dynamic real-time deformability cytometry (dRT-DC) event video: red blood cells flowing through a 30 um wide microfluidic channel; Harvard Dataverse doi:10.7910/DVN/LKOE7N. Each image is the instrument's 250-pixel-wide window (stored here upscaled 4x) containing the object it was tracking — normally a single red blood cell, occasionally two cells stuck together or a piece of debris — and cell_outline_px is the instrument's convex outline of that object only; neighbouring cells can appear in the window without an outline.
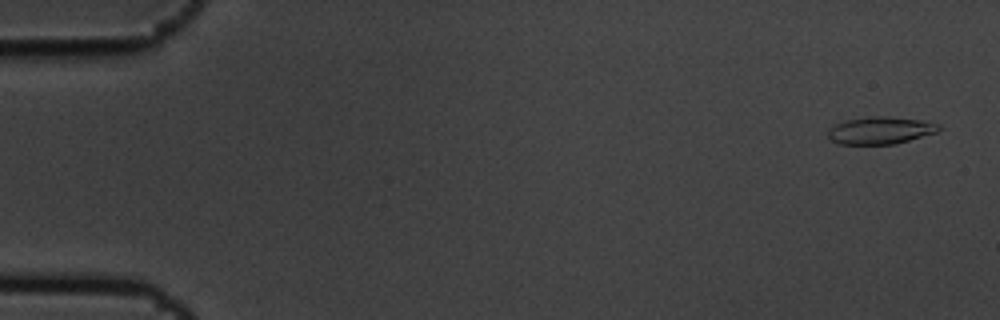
{"species": "common noctule bat (a hibernating species)", "species_latin": "Nyctalus noctula", "temperature_condition": "cold", "stored_images_in_passage": 4, "camera_frame_rate_fps": 3000, "um_per_image_px": 0.085, "animal": {"sex": "male", "body_mass_g": 19.5, "forearm_length_mm": 54.6}, "frame": {"image": 1, "passage_image": 1, "time_ms": 0.0, "image_size_px": [1000, 320], "cell_outline_px": [[940, 128], [936, 132], [896, 144], [840, 144], [832, 140], [828, 136], [828, 128], [836, 124], [848, 120], [872, 116], [884, 116], [920, 120], [940, 124]], "centroid_in_image_um": [74.82, 11.09], "position_along_channel_um": 10.2, "area_um2": 17.4}}